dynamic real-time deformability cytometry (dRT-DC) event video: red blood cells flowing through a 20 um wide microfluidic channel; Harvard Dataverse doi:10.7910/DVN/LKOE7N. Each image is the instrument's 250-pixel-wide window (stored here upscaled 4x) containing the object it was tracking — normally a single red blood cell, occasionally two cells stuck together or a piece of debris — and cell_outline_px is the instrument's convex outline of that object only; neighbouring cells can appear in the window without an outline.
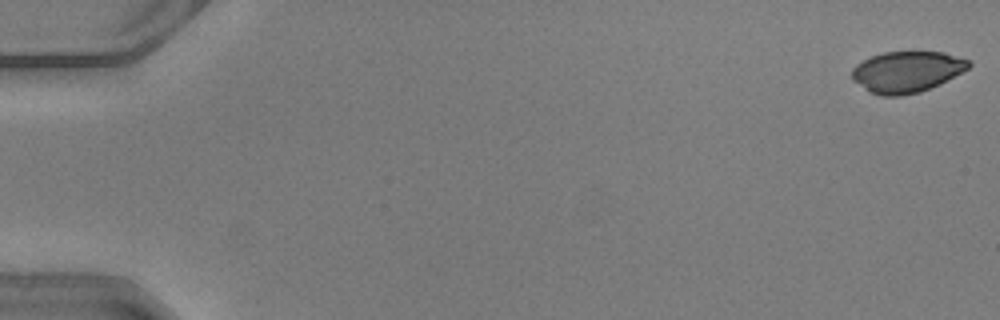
{"species": "common noctule bat (a hibernating species)", "species_latin": "Nyctalus noctula", "temperature_condition": "warm", "stored_images_in_passage": 50, "camera_frame_rate_fps": 3000, "um_per_image_px": 0.085, "animal": {"sex": "male", "body_mass_g": 20.5, "forearm_length_mm": 52.5}, "frame": {"image": 1, "passage_image": 1, "time_ms": 0.0, "image_size_px": [1000, 320], "cell_outline_px": [[972, 64], [968, 68], [940, 84], [920, 92], [900, 96], [880, 96], [868, 92], [852, 80], [852, 68], [856, 64], [872, 56], [884, 52], [944, 52], [972, 60]], "centroid_in_image_um": [77.07, 6.11], "position_along_channel_um": 7.9, "area_um2": 28.15}}
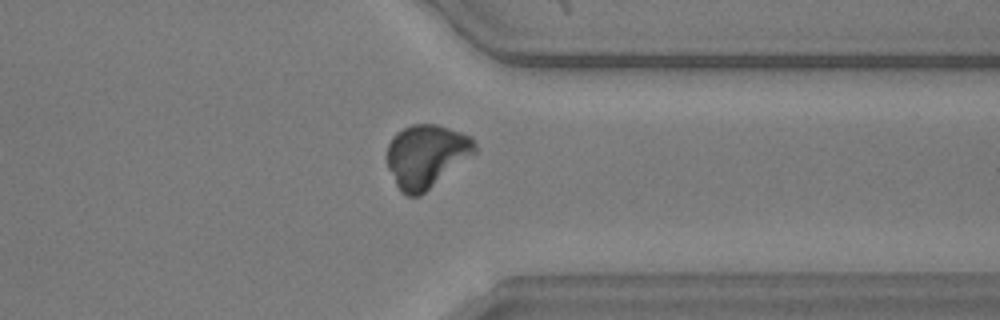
{"frame": {"image": 2, "passage_image": 40, "time_ms": 13.0, "image_size_px": [1000, 320], "cell_outline_px": [[476, 152], [420, 196], [408, 196], [400, 192], [388, 168], [388, 144], [392, 136], [396, 132], [412, 124], [436, 124], [472, 136], [476, 144]], "centroid_in_image_um": [36.23, 13.25], "position_along_channel_um": 375.2, "area_um2": 32.14}}
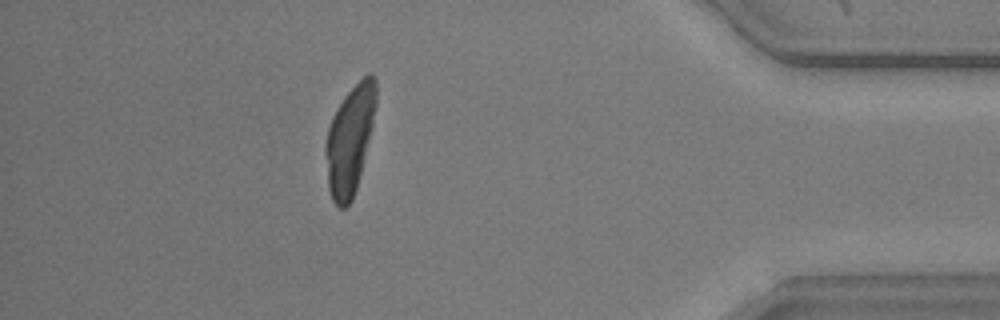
{"frame": {"image": 3, "passage_image": 45, "time_ms": 14.667, "image_size_px": [1000, 320], "cell_outline_px": [[376, 104], [372, 128], [356, 188], [352, 200], [344, 208], [340, 208], [332, 200], [328, 188], [324, 152], [324, 144], [328, 128], [332, 116], [344, 96], [368, 72], [372, 72], [376, 80]], "centroid_in_image_um": [29.71, 11.87], "position_along_channel_um": 405.5, "area_um2": 31.85}}